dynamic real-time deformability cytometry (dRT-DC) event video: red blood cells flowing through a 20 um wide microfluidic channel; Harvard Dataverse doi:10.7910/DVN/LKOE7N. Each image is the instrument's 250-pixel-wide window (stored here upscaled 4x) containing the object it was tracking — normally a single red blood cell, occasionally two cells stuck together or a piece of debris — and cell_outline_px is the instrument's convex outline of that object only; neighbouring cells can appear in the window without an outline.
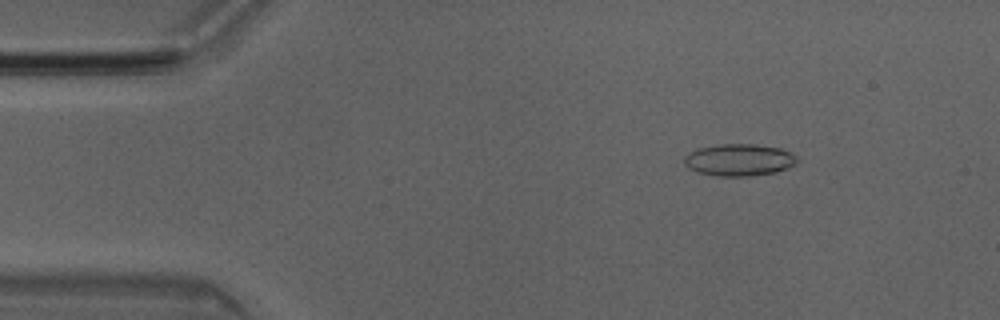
{"species": "Egyptian fruit bat (a non-hibernating species)", "species_latin": "Rousettus aegyptiacus", "temperature_condition": "room temperature", "stored_images_in_passage": 14, "camera_frame_rate_fps": 3000, "um_per_image_px": 0.085, "animal": {"sex": "male"}, "frame": {"image": 1, "passage_image": 5, "time_ms": 1.333, "image_size_px": [1000, 320], "cell_outline_px": [[796, 164], [788, 168], [776, 172], [748, 176], [716, 176], [700, 172], [688, 168], [684, 164], [684, 156], [696, 148], [716, 144], [756, 144], [780, 148], [792, 152], [796, 156]], "centroid_in_image_um": [62.82, 13.58], "position_along_channel_um": 22.2, "area_um2": 21.21}}